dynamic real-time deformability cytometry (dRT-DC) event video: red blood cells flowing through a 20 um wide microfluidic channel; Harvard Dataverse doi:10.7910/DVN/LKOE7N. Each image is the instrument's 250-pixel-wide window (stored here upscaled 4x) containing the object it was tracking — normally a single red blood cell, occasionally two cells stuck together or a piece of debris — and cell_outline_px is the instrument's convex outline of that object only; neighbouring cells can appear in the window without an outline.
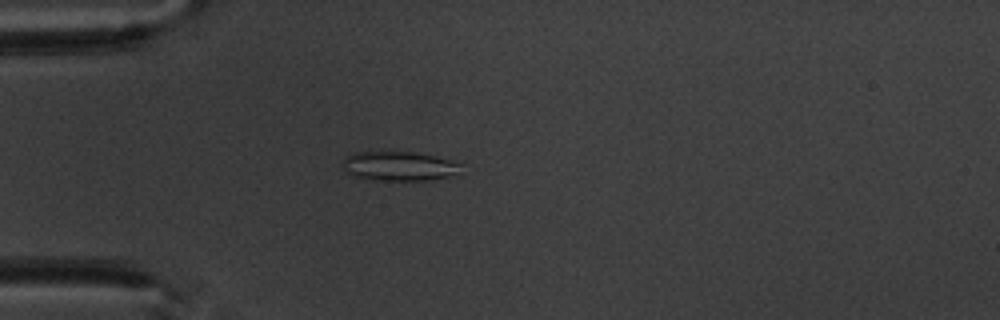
{"species": "common noctule bat (a hibernating species)", "species_latin": "Nyctalus noctula", "temperature_condition": "warm", "stored_images_in_passage": 5, "camera_frame_rate_fps": 3000, "um_per_image_px": 0.085, "animal": {"sex": "male", "body_mass_g": 20.1, "forearm_length_mm": 53.5}, "frame": {"image": 1, "passage_image": 5, "time_ms": 4.667, "image_size_px": [1000, 320], "cell_outline_px": [[464, 164], [460, 176], [424, 180], [376, 180], [356, 176], [344, 172], [340, 164], [344, 156], [356, 152], [416, 152], [452, 160]], "centroid_in_image_um": [33.98, 14.12], "position_along_channel_um": 51.0, "area_um2": 20.81}}